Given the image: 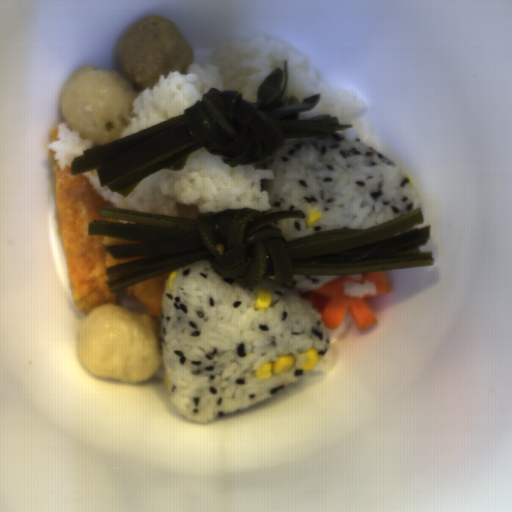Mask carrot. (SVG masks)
<instances>
[{"mask_svg": "<svg viewBox=\"0 0 512 512\" xmlns=\"http://www.w3.org/2000/svg\"><path fill=\"white\" fill-rule=\"evenodd\" d=\"M349 275H341L320 287L303 291L302 299L310 303L329 332L339 328L347 313L359 332L366 331L377 322L366 297L344 295L343 287Z\"/></svg>", "mask_w": 512, "mask_h": 512, "instance_id": "1", "label": "carrot"}, {"mask_svg": "<svg viewBox=\"0 0 512 512\" xmlns=\"http://www.w3.org/2000/svg\"><path fill=\"white\" fill-rule=\"evenodd\" d=\"M361 274H363L362 279L364 281H373L375 288L374 295L388 294L391 291V284L382 270Z\"/></svg>", "mask_w": 512, "mask_h": 512, "instance_id": "2", "label": "carrot"}]
</instances>
